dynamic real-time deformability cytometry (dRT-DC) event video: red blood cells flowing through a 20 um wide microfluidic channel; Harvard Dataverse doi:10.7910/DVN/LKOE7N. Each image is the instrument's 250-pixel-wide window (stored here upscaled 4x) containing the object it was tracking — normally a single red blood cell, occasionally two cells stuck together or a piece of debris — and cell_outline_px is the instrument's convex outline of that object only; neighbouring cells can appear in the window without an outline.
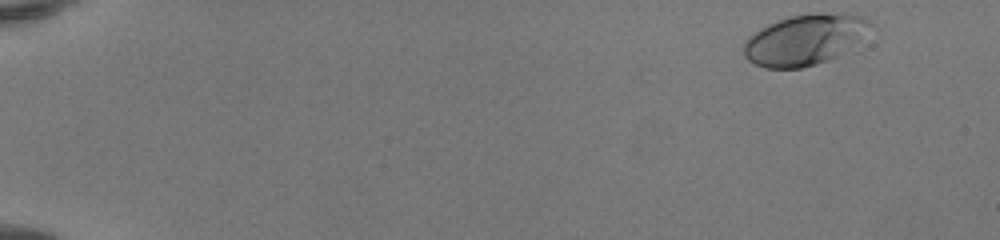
{"species": "human", "species_latin": "Homo sapiens", "temperature_condition": "room temperature", "stored_images_in_passage": 49, "camera_frame_rate_fps": 3000, "um_per_image_px": 0.085, "donor": {"sex": "female"}, "frame": {"image": 1, "passage_image": 2, "time_ms": 0.333, "image_size_px": [1000, 240], "cell_outline_px": [[872, 24], [856, 40], [836, 56], [828, 60], [816, 64], [800, 68], [764, 68], [748, 60], [744, 56], [744, 40], [748, 36], [760, 28], [768, 24], [788, 16], [812, 12], [820, 12], [860, 16], [868, 20]], "centroid_in_image_um": [68.28, 3.36], "position_along_channel_um": 16.7, "area_um2": 36.65}}
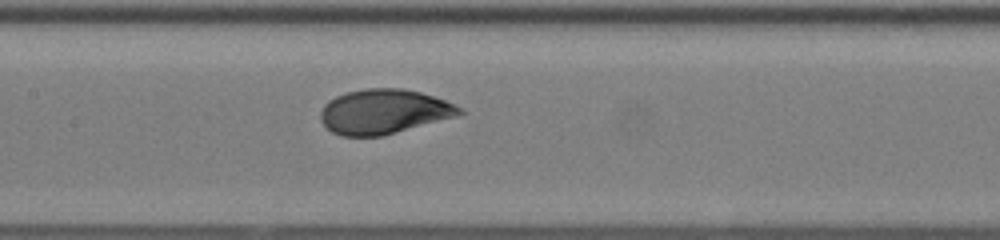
{"frame": {"image": 2, "passage_image": 25, "time_ms": 8.0, "image_size_px": [1000, 240], "cell_outline_px": [[464, 112], [456, 116], [384, 136], [340, 136], [332, 132], [320, 120], [320, 112], [324, 104], [328, 100], [344, 92], [364, 88], [404, 88], [420, 92], [444, 100], [460, 108]], "centroid_in_image_um": [32.57, 9.48], "position_along_channel_um": 174.8, "area_um2": 36.18}}
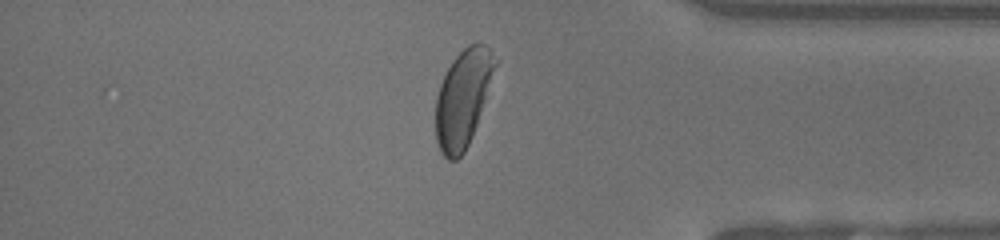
{"frame": {"image": 3, "passage_image": 42, "time_ms": 13.667, "image_size_px": [1000, 240], "cell_outline_px": [[500, 60], [476, 124], [468, 144], [464, 152], [456, 160], [448, 160], [440, 152], [436, 140], [436, 96], [440, 84], [452, 60], [468, 44], [484, 44]], "centroid_in_image_um": [39.36, 8.33], "position_along_channel_um": 395.8, "area_um2": 33.52}, "authors_computed_cell_mechanics": {"area_um2": 35.7782, "velocity_mm_per_s": 4.1439, "shape_relaxation_time_tau1_ms": 2.6275, "shape_relaxation_time_tau2_ms": null, "deformation_change_tau1": 0.1502, "deformation_change_tau2": null}}